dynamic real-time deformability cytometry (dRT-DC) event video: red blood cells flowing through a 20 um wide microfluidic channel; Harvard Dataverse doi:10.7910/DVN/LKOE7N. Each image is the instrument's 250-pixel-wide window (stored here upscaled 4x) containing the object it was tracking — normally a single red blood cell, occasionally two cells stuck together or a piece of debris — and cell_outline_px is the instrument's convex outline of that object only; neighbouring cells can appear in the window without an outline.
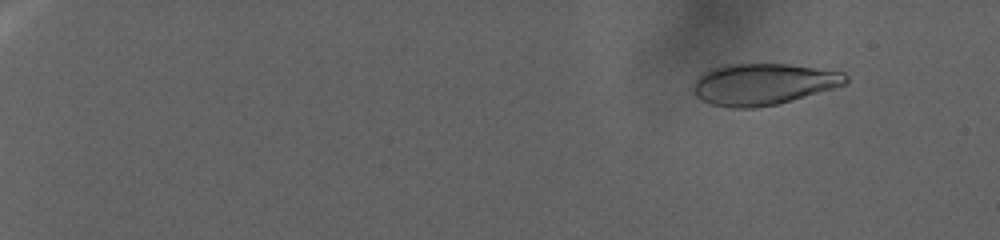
{"species": "human", "species_latin": "Homo sapiens", "temperature_condition": "warm", "stored_images_in_passage": 152, "camera_frame_rate_fps": 3000, "um_per_image_px": 0.085, "donor": {"sex": "female"}, "frame": {"image": 1, "passage_image": 19, "time_ms": 6.0, "image_size_px": [1000, 240], "cell_outline_px": [[848, 84], [792, 100], [776, 104], [752, 108], [732, 108], [712, 104], [700, 100], [692, 92], [692, 84], [704, 72], [712, 68], [724, 64], [788, 64], [844, 72], [848, 76]], "centroid_in_image_um": [64.86, 7.15], "position_along_channel_um": 20.1, "area_um2": 36.93}}
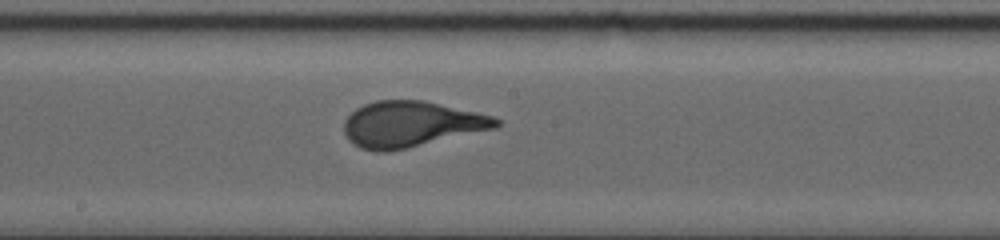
{"frame": {"image": 2, "passage_image": 96, "time_ms": 31.667, "image_size_px": [1000, 240], "cell_outline_px": [[500, 124], [496, 128], [408, 148], [388, 152], [376, 152], [360, 148], [352, 144], [348, 140], [344, 132], [344, 120], [356, 108], [364, 104], [376, 100], [424, 100], [476, 112], [492, 116], [500, 120]], "centroid_in_image_um": [34.91, 10.56], "position_along_channel_um": 213.3, "area_um2": 40.69}}
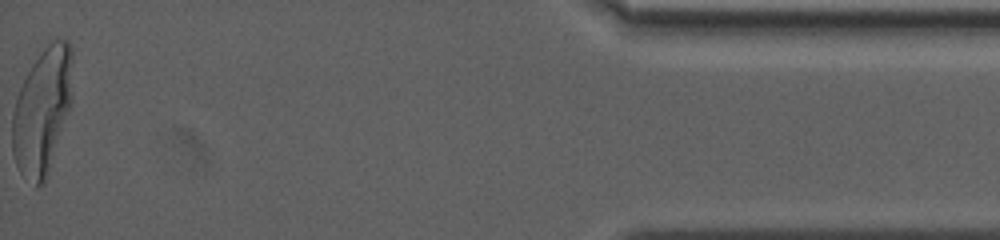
{"frame": {"image": 3, "passage_image": 152, "time_ms": 50.333, "image_size_px": [1000, 240], "cell_outline_px": [[72, 104], [48, 176], [44, 184], [36, 188], [20, 172], [16, 164], [12, 152], [12, 112], [20, 88], [32, 64], [48, 36], [68, 40], [72, 48]], "centroid_in_image_um": [3.62, 9.38], "position_along_channel_um": 431.6, "area_um2": 45.55}}